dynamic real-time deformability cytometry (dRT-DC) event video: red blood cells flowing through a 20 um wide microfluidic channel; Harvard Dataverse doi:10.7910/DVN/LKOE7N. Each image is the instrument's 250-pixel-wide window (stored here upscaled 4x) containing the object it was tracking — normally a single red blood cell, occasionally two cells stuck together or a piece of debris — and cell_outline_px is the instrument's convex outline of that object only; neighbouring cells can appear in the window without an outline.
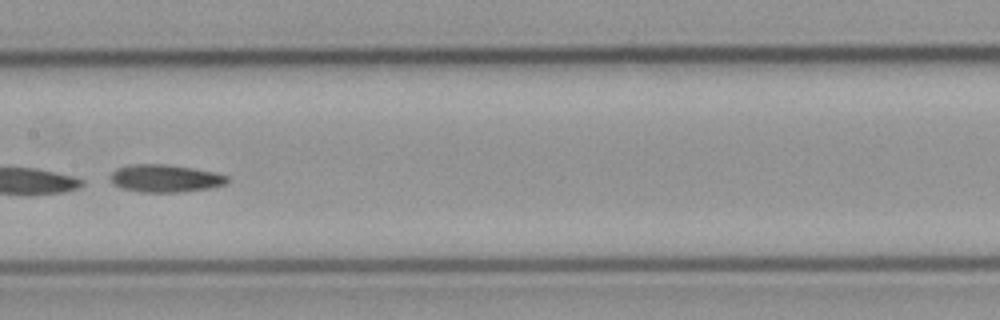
{"species": "common noctule bat (a hibernating species)", "species_latin": "Nyctalus noctula", "temperature_condition": "cold", "stored_images_in_passage": 54, "camera_frame_rate_fps": 3000, "um_per_image_px": 0.085, "animal": {"sex": "male", "body_mass_g": 23.1, "forearm_length_mm": 52.7}, "frame": {"image": 1, "passage_image": 28, "time_ms": 9.0, "image_size_px": [1000, 320], "cell_outline_px": [[228, 180], [224, 184], [208, 188], [180, 192], [140, 192], [124, 188], [112, 184], [108, 176], [116, 168], [132, 164], [164, 164], [192, 168], [216, 172], [228, 176]], "centroid_in_image_um": [14.0, 15.15], "position_along_channel_um": 193.4, "area_um2": 18.79}}